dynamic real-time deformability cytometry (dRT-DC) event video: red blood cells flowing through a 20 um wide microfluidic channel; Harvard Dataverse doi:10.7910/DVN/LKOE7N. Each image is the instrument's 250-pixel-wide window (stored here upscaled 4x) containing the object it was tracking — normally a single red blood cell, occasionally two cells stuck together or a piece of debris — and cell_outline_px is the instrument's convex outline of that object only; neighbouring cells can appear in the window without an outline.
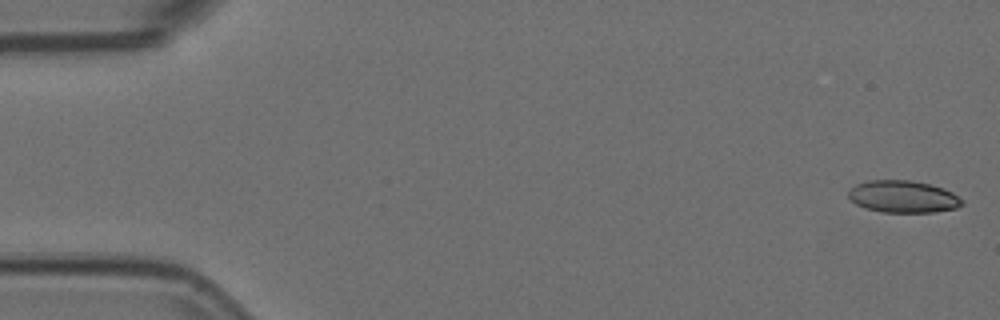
{"species": "Egyptian fruit bat (a non-hibernating species)", "species_latin": "Rousettus aegyptiacus", "temperature_condition": "room temperature", "stored_images_in_passage": 20, "camera_frame_rate_fps": 3000, "um_per_image_px": 0.085, "animal": {"sex": "female"}, "frame": {"image": 1, "passage_image": 1, "time_ms": 0.0, "image_size_px": [1000, 320], "cell_outline_px": [[964, 204], [956, 208], [932, 212], [884, 212], [864, 208], [856, 204], [848, 196], [848, 188], [856, 184], [868, 180], [912, 180], [944, 188], [952, 192], [964, 200]], "centroid_in_image_um": [76.75, 16.71], "position_along_channel_um": 8.2, "area_um2": 21.39}}
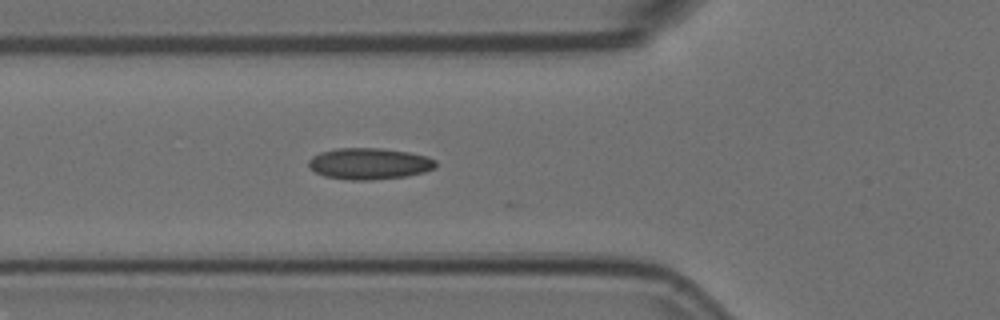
{"frame": {"image": 2, "passage_image": 19, "time_ms": 6.0, "image_size_px": [1000, 320], "cell_outline_px": [[436, 168], [424, 172], [408, 176], [368, 180], [348, 180], [324, 176], [316, 172], [308, 164], [308, 160], [312, 156], [320, 152], [336, 148], [380, 148], [408, 152], [428, 156], [436, 160]], "centroid_in_image_um": [31.41, 13.91], "position_along_channel_um": 94.4, "area_um2": 23.35}}